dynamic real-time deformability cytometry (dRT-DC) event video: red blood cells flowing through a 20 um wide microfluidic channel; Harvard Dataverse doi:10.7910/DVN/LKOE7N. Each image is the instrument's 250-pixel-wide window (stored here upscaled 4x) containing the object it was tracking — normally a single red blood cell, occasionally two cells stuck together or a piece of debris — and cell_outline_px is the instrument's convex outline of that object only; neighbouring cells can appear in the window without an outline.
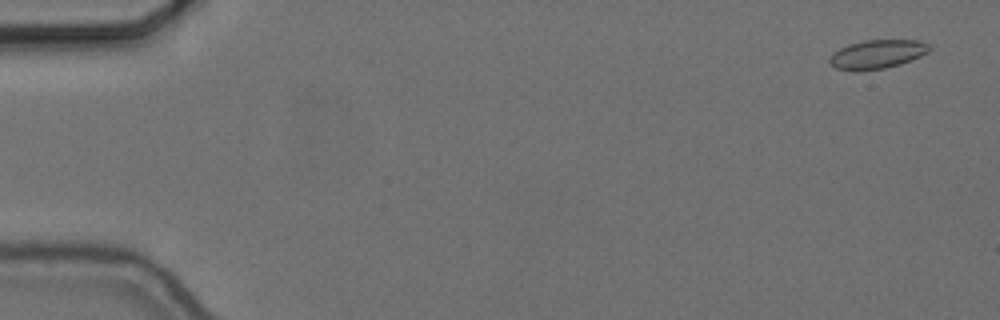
{"species": "common noctule bat (a hibernating species)", "species_latin": "Nyctalus noctula", "temperature_condition": "cold", "stored_images_in_passage": 55, "camera_frame_rate_fps": 3000, "um_per_image_px": 0.085, "animal": {"sex": "female", "body_mass_g": 24.6, "forearm_length_mm": 56.2}, "frame": {"image": 1, "passage_image": 1, "time_ms": 0.0, "image_size_px": [1000, 320], "cell_outline_px": [[928, 52], [920, 56], [900, 64], [884, 68], [836, 68], [828, 60], [832, 52], [848, 44], [864, 40], [920, 40], [928, 44]], "centroid_in_image_um": [74.58, 4.56], "position_along_channel_um": 10.4, "area_um2": 16.07}}
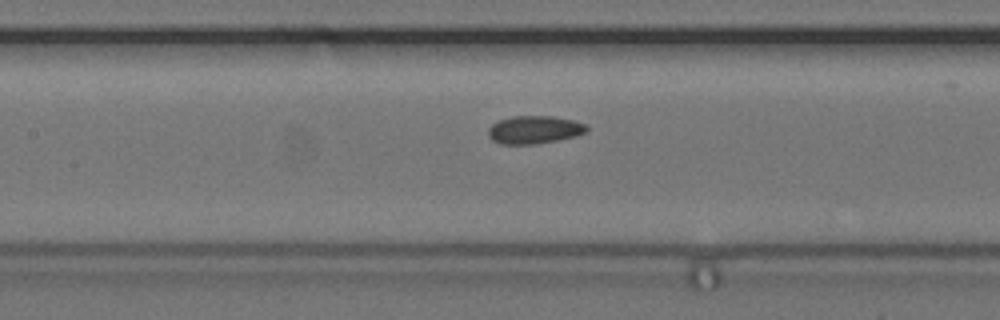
{"frame": {"image": 2, "passage_image": 25, "time_ms": 8.0, "image_size_px": [1000, 320], "cell_outline_px": [[588, 132], [576, 136], [536, 144], [500, 144], [492, 140], [488, 136], [488, 128], [492, 124], [500, 120], [512, 116], [552, 116], [572, 120], [584, 124], [588, 128]], "centroid_in_image_um": [45.4, 11.03], "position_along_channel_um": 162.0, "area_um2": 16.01}}
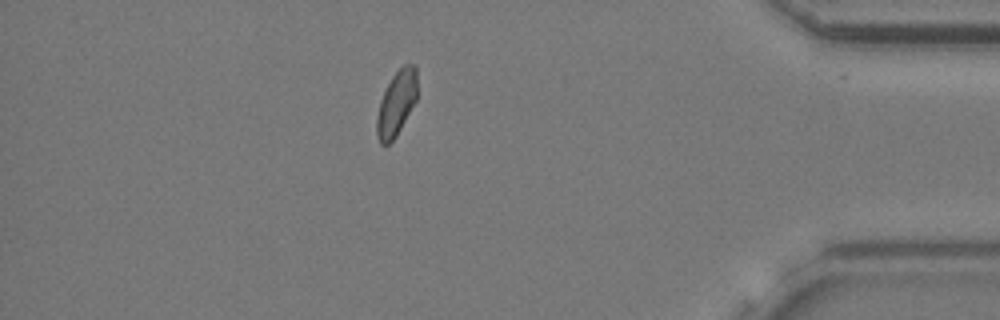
{"frame": {"image": 3, "passage_image": 48, "time_ms": 15.667, "image_size_px": [1000, 320], "cell_outline_px": [[416, 100], [396, 136], [388, 144], [380, 144], [376, 136], [376, 116], [380, 100], [392, 76], [404, 64], [416, 64]], "centroid_in_image_um": [33.67, 8.79], "position_along_channel_um": 401.5, "area_um2": 15.14}, "authors_computed_cell_mechanics": {"area_um2": 16.0106, "velocity_mm_per_s": 3.6493, "shape_relaxation_time_tau1_ms": null, "shape_relaxation_time_tau2_ms": 2.7792, "deformation_change_tau1": null, "deformation_change_tau2": 0.0802}}